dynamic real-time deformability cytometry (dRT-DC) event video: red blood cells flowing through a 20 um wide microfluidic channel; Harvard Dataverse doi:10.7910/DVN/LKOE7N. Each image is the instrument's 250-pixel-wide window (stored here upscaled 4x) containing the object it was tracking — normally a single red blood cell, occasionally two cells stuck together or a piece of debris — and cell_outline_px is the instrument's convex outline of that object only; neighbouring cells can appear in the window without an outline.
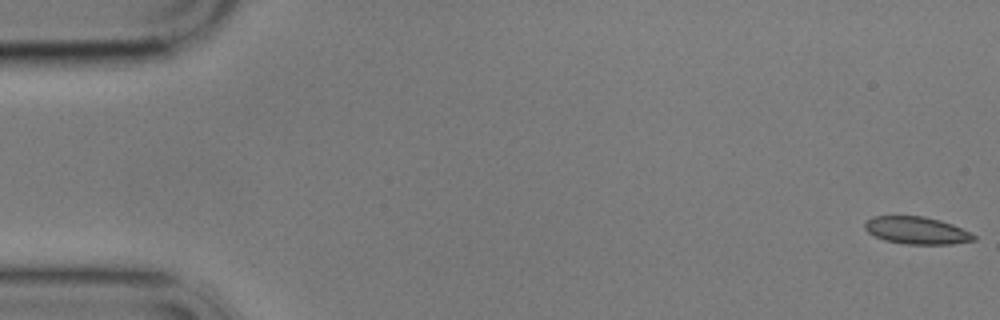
{"species": "common noctule bat (a hibernating species)", "species_latin": "Nyctalus noctula", "temperature_condition": "cold", "stored_images_in_passage": 11, "camera_frame_rate_fps": 3000, "um_per_image_px": 0.085, "animal": {"sex": "male", "body_mass_g": 17.9}, "frame": {"image": 1, "passage_image": 1, "time_ms": 0.0, "image_size_px": [1000, 320], "cell_outline_px": [[976, 240], [952, 244], [908, 244], [884, 240], [868, 232], [864, 228], [864, 220], [872, 216], [924, 216], [940, 220], [952, 224], [976, 236]], "centroid_in_image_um": [77.88, 19.58], "position_along_channel_um": 7.1, "area_um2": 17.34}}
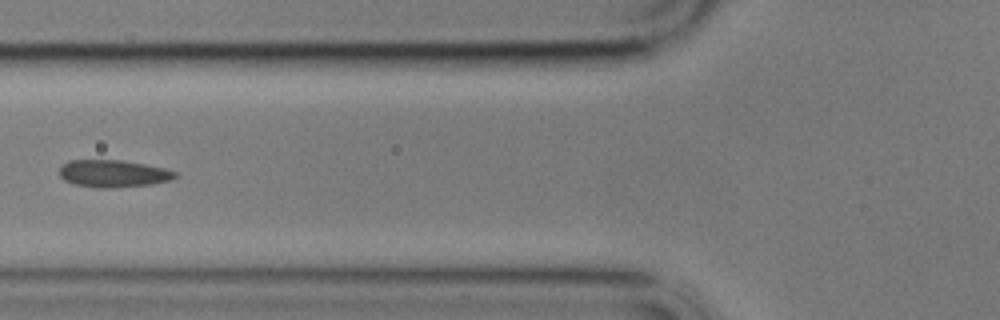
{"frame": {"image": 2, "passage_image": 6, "time_ms": 7.0, "image_size_px": [1000, 320], "cell_outline_px": [[176, 176], [172, 180], [152, 184], [108, 188], [100, 188], [76, 184], [64, 180], [60, 176], [60, 164], [68, 160], [120, 160], [144, 164], [164, 168], [176, 172]], "centroid_in_image_um": [9.6, 14.75], "position_along_channel_um": 116.2, "area_um2": 18.32}}
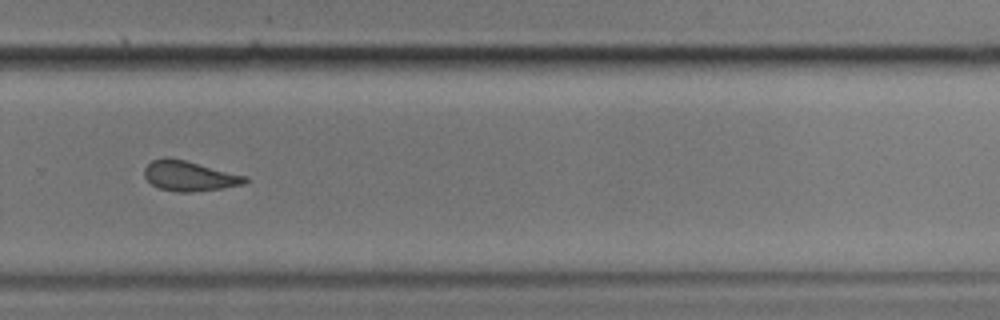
{"frame": {"image": 3, "passage_image": 11, "time_ms": 12.667, "image_size_px": [1000, 320], "cell_outline_px": [[248, 180], [244, 184], [220, 188], [192, 192], [176, 192], [160, 188], [152, 184], [144, 176], [144, 168], [152, 160], [164, 156], [168, 156], [248, 176]], "centroid_in_image_um": [16.07, 14.94], "position_along_channel_um": 313.7, "area_um2": 17.63}}